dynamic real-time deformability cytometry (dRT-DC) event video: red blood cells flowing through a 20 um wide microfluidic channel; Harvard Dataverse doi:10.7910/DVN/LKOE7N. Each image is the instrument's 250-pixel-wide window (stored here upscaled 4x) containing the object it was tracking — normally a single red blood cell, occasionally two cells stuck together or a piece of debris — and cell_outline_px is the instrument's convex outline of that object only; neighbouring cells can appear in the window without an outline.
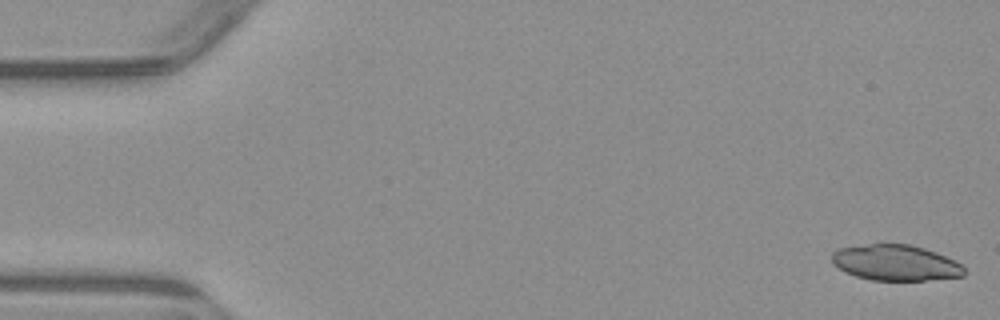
{"species": "common noctule bat (a hibernating species)", "species_latin": "Nyctalus noctula", "temperature_condition": "warm", "stored_images_in_passage": 5, "camera_frame_rate_fps": 3000, "um_per_image_px": 0.085, "animal": {"sex": "male", "body_mass_g": 23.1, "forearm_length_mm": 52.7}, "frame": {"image": 1, "passage_image": 1, "time_ms": 0.0, "image_size_px": [1000, 320], "cell_outline_px": [[964, 276], [924, 280], [872, 280], [856, 276], [844, 272], [832, 264], [832, 252], [840, 248], [868, 244], [912, 244], [936, 252], [956, 260], [964, 268]], "centroid_in_image_um": [76.11, 22.33], "position_along_channel_um": 8.9, "area_um2": 27.63}}
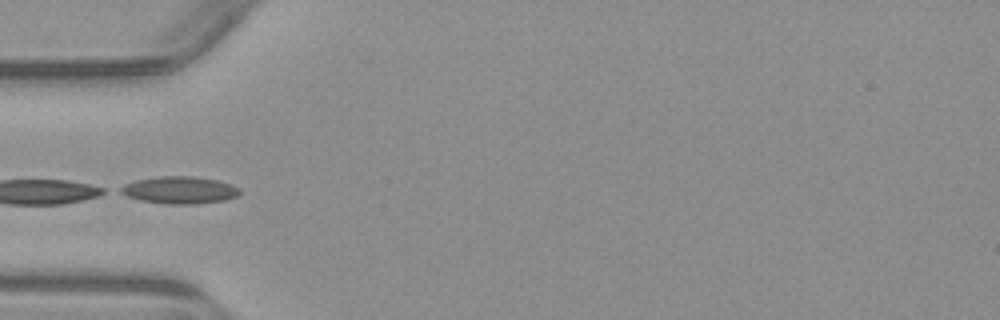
{"frame": {"image": 2, "passage_image": 5, "time_ms": 5.333, "image_size_px": [1000, 320], "cell_outline_px": [[240, 196], [224, 200], [196, 204], [164, 204], [140, 200], [128, 196], [120, 192], [116, 188], [124, 184], [136, 180], [156, 176], [192, 176], [216, 180], [232, 184], [240, 188]], "centroid_in_image_um": [15.26, 16.15], "position_along_channel_um": 69.7, "area_um2": 19.13}}